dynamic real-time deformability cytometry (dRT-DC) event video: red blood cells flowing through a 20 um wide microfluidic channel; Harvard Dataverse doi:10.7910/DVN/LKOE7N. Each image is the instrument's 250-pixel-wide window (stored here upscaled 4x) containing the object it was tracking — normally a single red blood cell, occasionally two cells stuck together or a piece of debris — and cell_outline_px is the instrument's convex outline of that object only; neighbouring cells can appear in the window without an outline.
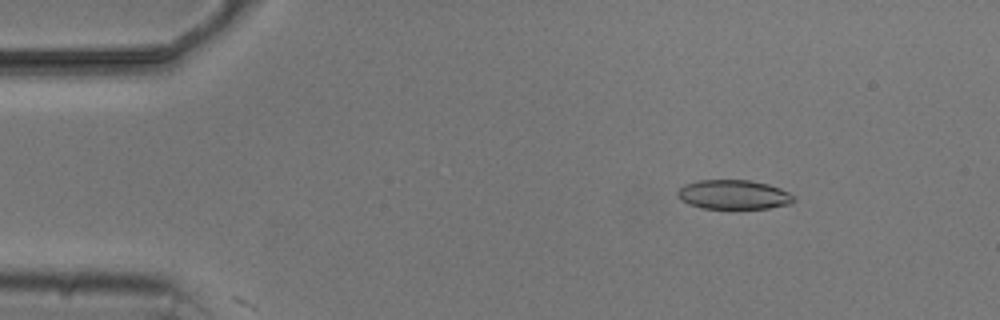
{"species": "common noctule bat (a hibernating species)", "species_latin": "Nyctalus noctula", "temperature_condition": "cold", "stored_images_in_passage": 4, "camera_frame_rate_fps": 3000, "um_per_image_px": 0.085, "animal": {"sex": "male", "body_mass_g": 20.5, "forearm_length_mm": 52.5}, "frame": {"image": 1, "passage_image": 2, "time_ms": 1.0, "image_size_px": [1000, 320], "cell_outline_px": [[796, 200], [788, 204], [768, 208], [700, 208], [688, 204], [680, 200], [676, 196], [676, 192], [684, 184], [696, 180], [752, 180], [768, 184], [780, 188], [788, 192]], "centroid_in_image_um": [62.3, 16.53], "position_along_channel_um": 22.7, "area_um2": 19.94}}